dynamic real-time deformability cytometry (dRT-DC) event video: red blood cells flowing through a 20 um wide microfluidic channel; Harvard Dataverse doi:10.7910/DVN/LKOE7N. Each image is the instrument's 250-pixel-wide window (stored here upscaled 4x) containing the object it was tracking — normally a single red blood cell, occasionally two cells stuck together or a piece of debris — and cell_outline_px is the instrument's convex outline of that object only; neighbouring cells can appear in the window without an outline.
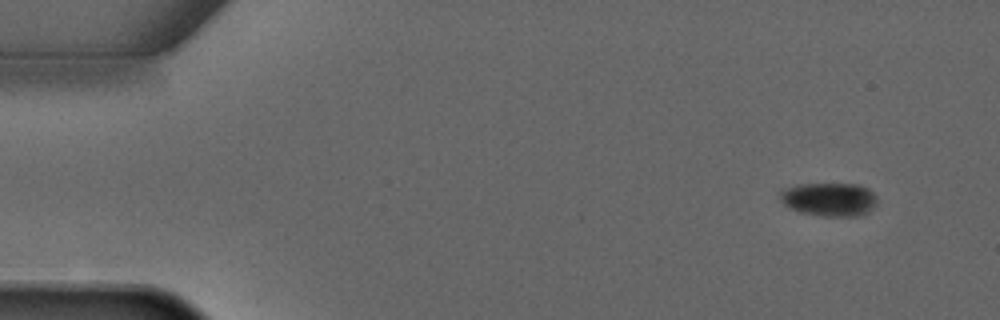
{"species": "common noctule bat (a hibernating species)", "species_latin": "Nyctalus noctula", "temperature_condition": "warm", "stored_images_in_passage": 5, "camera_frame_rate_fps": 3000, "um_per_image_px": 0.085, "animal": {"sex": "male", "forearm_length_mm": 52.5}, "frame": {"image": 1, "passage_image": 1, "time_ms": 0.0, "image_size_px": [1000, 320], "cell_outline_px": [[876, 204], [864, 212], [856, 216], [824, 216], [800, 212], [784, 204], [780, 200], [780, 192], [796, 184], [860, 184], [868, 188], [876, 196]], "centroid_in_image_um": [70.48, 16.93], "position_along_channel_um": 14.5, "area_um2": 18.67}}